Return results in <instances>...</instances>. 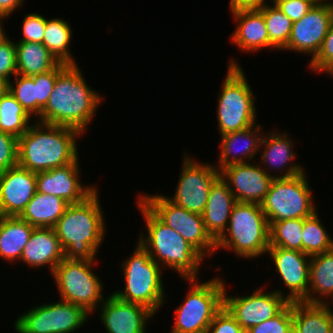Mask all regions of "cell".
<instances>
[{
	"mask_svg": "<svg viewBox=\"0 0 333 333\" xmlns=\"http://www.w3.org/2000/svg\"><path fill=\"white\" fill-rule=\"evenodd\" d=\"M78 64L67 65L58 75L38 122L86 132L103 97L84 80Z\"/></svg>",
	"mask_w": 333,
	"mask_h": 333,
	"instance_id": "1",
	"label": "cell"
},
{
	"mask_svg": "<svg viewBox=\"0 0 333 333\" xmlns=\"http://www.w3.org/2000/svg\"><path fill=\"white\" fill-rule=\"evenodd\" d=\"M18 138V166L32 172L52 170L73 163L78 156L79 131L58 125L32 122Z\"/></svg>",
	"mask_w": 333,
	"mask_h": 333,
	"instance_id": "2",
	"label": "cell"
},
{
	"mask_svg": "<svg viewBox=\"0 0 333 333\" xmlns=\"http://www.w3.org/2000/svg\"><path fill=\"white\" fill-rule=\"evenodd\" d=\"M96 189L84 201L69 204L53 227L64 258L95 260L105 238V218Z\"/></svg>",
	"mask_w": 333,
	"mask_h": 333,
	"instance_id": "3",
	"label": "cell"
},
{
	"mask_svg": "<svg viewBox=\"0 0 333 333\" xmlns=\"http://www.w3.org/2000/svg\"><path fill=\"white\" fill-rule=\"evenodd\" d=\"M137 203L148 231V235L140 234L138 243L161 268L164 265L175 270L184 279L198 278L205 258L179 233L161 222L140 200L137 199Z\"/></svg>",
	"mask_w": 333,
	"mask_h": 333,
	"instance_id": "4",
	"label": "cell"
},
{
	"mask_svg": "<svg viewBox=\"0 0 333 333\" xmlns=\"http://www.w3.org/2000/svg\"><path fill=\"white\" fill-rule=\"evenodd\" d=\"M270 247V226L261 204L236 202L228 226L216 240V250H232L236 256L257 258Z\"/></svg>",
	"mask_w": 333,
	"mask_h": 333,
	"instance_id": "5",
	"label": "cell"
},
{
	"mask_svg": "<svg viewBox=\"0 0 333 333\" xmlns=\"http://www.w3.org/2000/svg\"><path fill=\"white\" fill-rule=\"evenodd\" d=\"M136 245L131 256L121 264L125 287L112 294L122 301L145 306L155 314L166 302L163 268L138 242Z\"/></svg>",
	"mask_w": 333,
	"mask_h": 333,
	"instance_id": "6",
	"label": "cell"
},
{
	"mask_svg": "<svg viewBox=\"0 0 333 333\" xmlns=\"http://www.w3.org/2000/svg\"><path fill=\"white\" fill-rule=\"evenodd\" d=\"M237 60H230L218 95L217 121L220 136L247 129L257 122L256 98L244 70Z\"/></svg>",
	"mask_w": 333,
	"mask_h": 333,
	"instance_id": "7",
	"label": "cell"
},
{
	"mask_svg": "<svg viewBox=\"0 0 333 333\" xmlns=\"http://www.w3.org/2000/svg\"><path fill=\"white\" fill-rule=\"evenodd\" d=\"M184 280L189 281V291L175 310V322L170 333H205L215 314L223 307L225 282L218 277L201 283L198 278Z\"/></svg>",
	"mask_w": 333,
	"mask_h": 333,
	"instance_id": "8",
	"label": "cell"
},
{
	"mask_svg": "<svg viewBox=\"0 0 333 333\" xmlns=\"http://www.w3.org/2000/svg\"><path fill=\"white\" fill-rule=\"evenodd\" d=\"M94 262L64 258L51 274L60 300L80 306L90 315L97 308L100 310L106 298L102 295V281L93 272Z\"/></svg>",
	"mask_w": 333,
	"mask_h": 333,
	"instance_id": "9",
	"label": "cell"
},
{
	"mask_svg": "<svg viewBox=\"0 0 333 333\" xmlns=\"http://www.w3.org/2000/svg\"><path fill=\"white\" fill-rule=\"evenodd\" d=\"M303 172L290 178H274L261 203L268 222L307 218L316 211L308 177Z\"/></svg>",
	"mask_w": 333,
	"mask_h": 333,
	"instance_id": "10",
	"label": "cell"
},
{
	"mask_svg": "<svg viewBox=\"0 0 333 333\" xmlns=\"http://www.w3.org/2000/svg\"><path fill=\"white\" fill-rule=\"evenodd\" d=\"M138 199L165 225L179 233L204 258L216 251V241L206 231L203 217L180 207L164 195H140Z\"/></svg>",
	"mask_w": 333,
	"mask_h": 333,
	"instance_id": "11",
	"label": "cell"
},
{
	"mask_svg": "<svg viewBox=\"0 0 333 333\" xmlns=\"http://www.w3.org/2000/svg\"><path fill=\"white\" fill-rule=\"evenodd\" d=\"M82 307L59 300L33 306L14 323L17 333H72L88 321Z\"/></svg>",
	"mask_w": 333,
	"mask_h": 333,
	"instance_id": "12",
	"label": "cell"
},
{
	"mask_svg": "<svg viewBox=\"0 0 333 333\" xmlns=\"http://www.w3.org/2000/svg\"><path fill=\"white\" fill-rule=\"evenodd\" d=\"M185 154L176 191L168 199L186 210L202 215L208 200L212 183L220 176L211 164L200 163Z\"/></svg>",
	"mask_w": 333,
	"mask_h": 333,
	"instance_id": "13",
	"label": "cell"
},
{
	"mask_svg": "<svg viewBox=\"0 0 333 333\" xmlns=\"http://www.w3.org/2000/svg\"><path fill=\"white\" fill-rule=\"evenodd\" d=\"M263 288H256L251 295L236 297L226 293L225 284L223 306L244 331L273 318L290 303L281 289L265 292Z\"/></svg>",
	"mask_w": 333,
	"mask_h": 333,
	"instance_id": "14",
	"label": "cell"
},
{
	"mask_svg": "<svg viewBox=\"0 0 333 333\" xmlns=\"http://www.w3.org/2000/svg\"><path fill=\"white\" fill-rule=\"evenodd\" d=\"M333 20V2L323 0L313 7L300 20L293 22L291 34L283 51L292 50L311 56L312 61L323 44Z\"/></svg>",
	"mask_w": 333,
	"mask_h": 333,
	"instance_id": "15",
	"label": "cell"
},
{
	"mask_svg": "<svg viewBox=\"0 0 333 333\" xmlns=\"http://www.w3.org/2000/svg\"><path fill=\"white\" fill-rule=\"evenodd\" d=\"M237 202L261 204L274 177L268 175L260 162L229 165L219 171Z\"/></svg>",
	"mask_w": 333,
	"mask_h": 333,
	"instance_id": "16",
	"label": "cell"
},
{
	"mask_svg": "<svg viewBox=\"0 0 333 333\" xmlns=\"http://www.w3.org/2000/svg\"><path fill=\"white\" fill-rule=\"evenodd\" d=\"M266 254L273 259L277 274L289 290L286 295L289 302H304L308 296L311 257L281 247H269Z\"/></svg>",
	"mask_w": 333,
	"mask_h": 333,
	"instance_id": "17",
	"label": "cell"
},
{
	"mask_svg": "<svg viewBox=\"0 0 333 333\" xmlns=\"http://www.w3.org/2000/svg\"><path fill=\"white\" fill-rule=\"evenodd\" d=\"M79 159L73 163L48 171L36 173L37 192L54 195L64 199L69 204L84 201L97 187L87 186L80 180Z\"/></svg>",
	"mask_w": 333,
	"mask_h": 333,
	"instance_id": "18",
	"label": "cell"
},
{
	"mask_svg": "<svg viewBox=\"0 0 333 333\" xmlns=\"http://www.w3.org/2000/svg\"><path fill=\"white\" fill-rule=\"evenodd\" d=\"M99 307L107 333H146L147 322L155 315L145 306L122 301L113 294Z\"/></svg>",
	"mask_w": 333,
	"mask_h": 333,
	"instance_id": "19",
	"label": "cell"
},
{
	"mask_svg": "<svg viewBox=\"0 0 333 333\" xmlns=\"http://www.w3.org/2000/svg\"><path fill=\"white\" fill-rule=\"evenodd\" d=\"M37 192L36 173L20 166L0 173V216L19 217Z\"/></svg>",
	"mask_w": 333,
	"mask_h": 333,
	"instance_id": "20",
	"label": "cell"
},
{
	"mask_svg": "<svg viewBox=\"0 0 333 333\" xmlns=\"http://www.w3.org/2000/svg\"><path fill=\"white\" fill-rule=\"evenodd\" d=\"M286 133L287 131L279 133L278 130L268 132V134L263 135L260 144V148H264L258 152H262L260 154L262 159L260 165H265L266 167L263 166L264 171L274 178H290L305 172L301 164L292 163L295 160L296 153L291 149L294 143ZM273 170H275V172ZM278 170H280V173L285 172L284 174L277 175L276 172L279 173ZM270 171H273L274 174L269 173Z\"/></svg>",
	"mask_w": 333,
	"mask_h": 333,
	"instance_id": "21",
	"label": "cell"
},
{
	"mask_svg": "<svg viewBox=\"0 0 333 333\" xmlns=\"http://www.w3.org/2000/svg\"><path fill=\"white\" fill-rule=\"evenodd\" d=\"M261 126L257 123L247 129L221 136L218 165H214L218 171L232 164L249 163L256 157L264 135ZM239 142L242 143L241 146Z\"/></svg>",
	"mask_w": 333,
	"mask_h": 333,
	"instance_id": "22",
	"label": "cell"
},
{
	"mask_svg": "<svg viewBox=\"0 0 333 333\" xmlns=\"http://www.w3.org/2000/svg\"><path fill=\"white\" fill-rule=\"evenodd\" d=\"M231 13L237 23L230 38L233 44L246 53L270 48L264 16L259 9H240Z\"/></svg>",
	"mask_w": 333,
	"mask_h": 333,
	"instance_id": "23",
	"label": "cell"
},
{
	"mask_svg": "<svg viewBox=\"0 0 333 333\" xmlns=\"http://www.w3.org/2000/svg\"><path fill=\"white\" fill-rule=\"evenodd\" d=\"M63 259L64 251L54 228H34L20 261L33 269L48 265L52 274Z\"/></svg>",
	"mask_w": 333,
	"mask_h": 333,
	"instance_id": "24",
	"label": "cell"
},
{
	"mask_svg": "<svg viewBox=\"0 0 333 333\" xmlns=\"http://www.w3.org/2000/svg\"><path fill=\"white\" fill-rule=\"evenodd\" d=\"M236 199L227 183L219 176L211 185L202 214L206 231L216 241L226 230Z\"/></svg>",
	"mask_w": 333,
	"mask_h": 333,
	"instance_id": "25",
	"label": "cell"
},
{
	"mask_svg": "<svg viewBox=\"0 0 333 333\" xmlns=\"http://www.w3.org/2000/svg\"><path fill=\"white\" fill-rule=\"evenodd\" d=\"M328 297L332 299V303L333 248L324 253L311 256L308 296L304 302L307 304H328V301L325 300Z\"/></svg>",
	"mask_w": 333,
	"mask_h": 333,
	"instance_id": "26",
	"label": "cell"
},
{
	"mask_svg": "<svg viewBox=\"0 0 333 333\" xmlns=\"http://www.w3.org/2000/svg\"><path fill=\"white\" fill-rule=\"evenodd\" d=\"M68 205L58 196L36 192L19 217L34 228H53Z\"/></svg>",
	"mask_w": 333,
	"mask_h": 333,
	"instance_id": "27",
	"label": "cell"
},
{
	"mask_svg": "<svg viewBox=\"0 0 333 333\" xmlns=\"http://www.w3.org/2000/svg\"><path fill=\"white\" fill-rule=\"evenodd\" d=\"M33 230L34 227L20 217L0 216V258L11 263L20 261Z\"/></svg>",
	"mask_w": 333,
	"mask_h": 333,
	"instance_id": "28",
	"label": "cell"
},
{
	"mask_svg": "<svg viewBox=\"0 0 333 333\" xmlns=\"http://www.w3.org/2000/svg\"><path fill=\"white\" fill-rule=\"evenodd\" d=\"M330 304L293 302V327L297 333H333Z\"/></svg>",
	"mask_w": 333,
	"mask_h": 333,
	"instance_id": "29",
	"label": "cell"
},
{
	"mask_svg": "<svg viewBox=\"0 0 333 333\" xmlns=\"http://www.w3.org/2000/svg\"><path fill=\"white\" fill-rule=\"evenodd\" d=\"M17 74L32 77L54 69L60 62L43 45L37 42L16 43Z\"/></svg>",
	"mask_w": 333,
	"mask_h": 333,
	"instance_id": "30",
	"label": "cell"
},
{
	"mask_svg": "<svg viewBox=\"0 0 333 333\" xmlns=\"http://www.w3.org/2000/svg\"><path fill=\"white\" fill-rule=\"evenodd\" d=\"M72 31L70 24L64 19L59 17L47 19L46 17L43 45L60 63L66 65L77 64L69 49Z\"/></svg>",
	"mask_w": 333,
	"mask_h": 333,
	"instance_id": "31",
	"label": "cell"
},
{
	"mask_svg": "<svg viewBox=\"0 0 333 333\" xmlns=\"http://www.w3.org/2000/svg\"><path fill=\"white\" fill-rule=\"evenodd\" d=\"M30 120L31 117L7 89L0 94V131L19 138L32 124Z\"/></svg>",
	"mask_w": 333,
	"mask_h": 333,
	"instance_id": "32",
	"label": "cell"
},
{
	"mask_svg": "<svg viewBox=\"0 0 333 333\" xmlns=\"http://www.w3.org/2000/svg\"><path fill=\"white\" fill-rule=\"evenodd\" d=\"M318 211L303 219L302 252L311 256L324 253L333 248V239L323 221L319 219Z\"/></svg>",
	"mask_w": 333,
	"mask_h": 333,
	"instance_id": "33",
	"label": "cell"
},
{
	"mask_svg": "<svg viewBox=\"0 0 333 333\" xmlns=\"http://www.w3.org/2000/svg\"><path fill=\"white\" fill-rule=\"evenodd\" d=\"M268 4V5H267ZM259 10L263 13L270 49L283 50L289 40L293 22L274 3H267Z\"/></svg>",
	"mask_w": 333,
	"mask_h": 333,
	"instance_id": "34",
	"label": "cell"
},
{
	"mask_svg": "<svg viewBox=\"0 0 333 333\" xmlns=\"http://www.w3.org/2000/svg\"><path fill=\"white\" fill-rule=\"evenodd\" d=\"M268 223L270 247L302 251L303 219L294 218Z\"/></svg>",
	"mask_w": 333,
	"mask_h": 333,
	"instance_id": "35",
	"label": "cell"
},
{
	"mask_svg": "<svg viewBox=\"0 0 333 333\" xmlns=\"http://www.w3.org/2000/svg\"><path fill=\"white\" fill-rule=\"evenodd\" d=\"M14 77V83L11 80L7 83V90L31 118L33 115L36 117V85L33 79L19 74Z\"/></svg>",
	"mask_w": 333,
	"mask_h": 333,
	"instance_id": "36",
	"label": "cell"
},
{
	"mask_svg": "<svg viewBox=\"0 0 333 333\" xmlns=\"http://www.w3.org/2000/svg\"><path fill=\"white\" fill-rule=\"evenodd\" d=\"M66 66V64L59 63L54 69L31 77L34 81V85H36V118L40 117L42 109L48 102V99L53 91L57 75Z\"/></svg>",
	"mask_w": 333,
	"mask_h": 333,
	"instance_id": "37",
	"label": "cell"
},
{
	"mask_svg": "<svg viewBox=\"0 0 333 333\" xmlns=\"http://www.w3.org/2000/svg\"><path fill=\"white\" fill-rule=\"evenodd\" d=\"M293 326V302H290L279 314L253 326L245 333H287Z\"/></svg>",
	"mask_w": 333,
	"mask_h": 333,
	"instance_id": "38",
	"label": "cell"
},
{
	"mask_svg": "<svg viewBox=\"0 0 333 333\" xmlns=\"http://www.w3.org/2000/svg\"><path fill=\"white\" fill-rule=\"evenodd\" d=\"M46 17L40 13L25 14L22 22V38L18 42L43 43L45 34Z\"/></svg>",
	"mask_w": 333,
	"mask_h": 333,
	"instance_id": "39",
	"label": "cell"
},
{
	"mask_svg": "<svg viewBox=\"0 0 333 333\" xmlns=\"http://www.w3.org/2000/svg\"><path fill=\"white\" fill-rule=\"evenodd\" d=\"M16 57V43L6 36L0 41V78L6 83L17 75Z\"/></svg>",
	"mask_w": 333,
	"mask_h": 333,
	"instance_id": "40",
	"label": "cell"
},
{
	"mask_svg": "<svg viewBox=\"0 0 333 333\" xmlns=\"http://www.w3.org/2000/svg\"><path fill=\"white\" fill-rule=\"evenodd\" d=\"M309 63V69L311 68L313 72L317 73L325 72L326 74L333 67V20L320 51Z\"/></svg>",
	"mask_w": 333,
	"mask_h": 333,
	"instance_id": "41",
	"label": "cell"
},
{
	"mask_svg": "<svg viewBox=\"0 0 333 333\" xmlns=\"http://www.w3.org/2000/svg\"><path fill=\"white\" fill-rule=\"evenodd\" d=\"M18 165V138L0 131V173Z\"/></svg>",
	"mask_w": 333,
	"mask_h": 333,
	"instance_id": "42",
	"label": "cell"
},
{
	"mask_svg": "<svg viewBox=\"0 0 333 333\" xmlns=\"http://www.w3.org/2000/svg\"><path fill=\"white\" fill-rule=\"evenodd\" d=\"M323 0H276L274 4L292 22L300 20L314 4Z\"/></svg>",
	"mask_w": 333,
	"mask_h": 333,
	"instance_id": "43",
	"label": "cell"
},
{
	"mask_svg": "<svg viewBox=\"0 0 333 333\" xmlns=\"http://www.w3.org/2000/svg\"><path fill=\"white\" fill-rule=\"evenodd\" d=\"M205 333H245L243 328L223 306L214 316Z\"/></svg>",
	"mask_w": 333,
	"mask_h": 333,
	"instance_id": "44",
	"label": "cell"
},
{
	"mask_svg": "<svg viewBox=\"0 0 333 333\" xmlns=\"http://www.w3.org/2000/svg\"><path fill=\"white\" fill-rule=\"evenodd\" d=\"M265 0H230L229 9L231 11L240 9H259L266 5Z\"/></svg>",
	"mask_w": 333,
	"mask_h": 333,
	"instance_id": "45",
	"label": "cell"
},
{
	"mask_svg": "<svg viewBox=\"0 0 333 333\" xmlns=\"http://www.w3.org/2000/svg\"><path fill=\"white\" fill-rule=\"evenodd\" d=\"M23 2L24 0H0V16L9 18L24 4Z\"/></svg>",
	"mask_w": 333,
	"mask_h": 333,
	"instance_id": "46",
	"label": "cell"
},
{
	"mask_svg": "<svg viewBox=\"0 0 333 333\" xmlns=\"http://www.w3.org/2000/svg\"><path fill=\"white\" fill-rule=\"evenodd\" d=\"M3 19L6 20L7 18H4V17L0 16V41L7 36V33L5 32V28H3L4 27L3 23H2Z\"/></svg>",
	"mask_w": 333,
	"mask_h": 333,
	"instance_id": "47",
	"label": "cell"
},
{
	"mask_svg": "<svg viewBox=\"0 0 333 333\" xmlns=\"http://www.w3.org/2000/svg\"><path fill=\"white\" fill-rule=\"evenodd\" d=\"M7 89V83L0 78V94L3 93Z\"/></svg>",
	"mask_w": 333,
	"mask_h": 333,
	"instance_id": "48",
	"label": "cell"
},
{
	"mask_svg": "<svg viewBox=\"0 0 333 333\" xmlns=\"http://www.w3.org/2000/svg\"><path fill=\"white\" fill-rule=\"evenodd\" d=\"M287 333H297V331L295 330V328L292 326Z\"/></svg>",
	"mask_w": 333,
	"mask_h": 333,
	"instance_id": "49",
	"label": "cell"
},
{
	"mask_svg": "<svg viewBox=\"0 0 333 333\" xmlns=\"http://www.w3.org/2000/svg\"><path fill=\"white\" fill-rule=\"evenodd\" d=\"M327 74L333 77V67L327 72Z\"/></svg>",
	"mask_w": 333,
	"mask_h": 333,
	"instance_id": "50",
	"label": "cell"
}]
</instances>
